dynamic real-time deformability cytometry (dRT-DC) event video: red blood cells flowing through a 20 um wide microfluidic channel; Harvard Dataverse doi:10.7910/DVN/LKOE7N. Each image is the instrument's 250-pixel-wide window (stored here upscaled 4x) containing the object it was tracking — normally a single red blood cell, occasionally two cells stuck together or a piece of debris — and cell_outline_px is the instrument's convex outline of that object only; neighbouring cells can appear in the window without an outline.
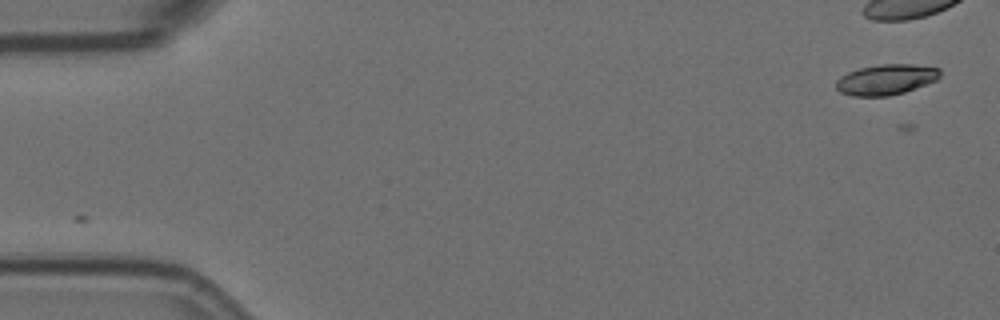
{"species": "Egyptian fruit bat (a non-hibernating species)", "species_latin": "Rousettus aegyptiacus", "temperature_condition": "room temperature", "stored_images_in_passage": 2, "camera_frame_rate_fps": 3000, "um_per_image_px": 0.085, "animal": {"sex": "female"}, "frame": {"image": 1, "passage_image": 2, "time_ms": 0.333, "image_size_px": [1000, 320], "cell_outline_px": [[940, 76], [936, 80], [904, 92], [888, 96], [852, 96], [840, 92], [836, 88], [836, 80], [840, 76], [848, 72], [860, 68], [880, 64], [912, 64], [940, 68]], "centroid_in_image_um": [75.29, 6.76], "position_along_channel_um": 9.7, "area_um2": 18.44}}